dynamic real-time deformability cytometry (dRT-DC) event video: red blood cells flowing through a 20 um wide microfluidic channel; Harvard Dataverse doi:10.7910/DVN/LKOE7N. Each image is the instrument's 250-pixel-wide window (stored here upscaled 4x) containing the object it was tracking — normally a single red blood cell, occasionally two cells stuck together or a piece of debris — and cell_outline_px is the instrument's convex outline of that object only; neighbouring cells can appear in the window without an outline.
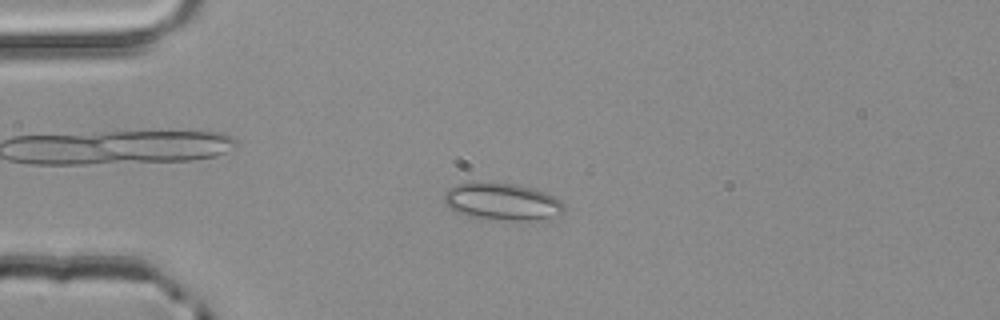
{"species": "common noctule bat (a hibernating species)", "species_latin": "Nyctalus noctula", "temperature_condition": "room temperature", "stored_images_in_passage": 5, "segment_of_instrument_passage": [2, 2], "camera_frame_rate_fps": 3000, "um_per_image_px": 0.085, "animal": {"sex": "male", "body_mass_g": 20.4}, "frame": {"image": 1, "passage_image": 4, "time_ms": 1.0, "image_size_px": [1000, 320], "cell_outline_px": [[564, 212], [544, 220], [508, 220], [468, 216], [456, 212], [444, 200], [444, 192], [448, 188], [456, 184], [472, 180], [480, 180], [516, 184], [532, 188], [544, 192], [560, 200], [564, 204]], "centroid_in_image_um": [42.66, 17.1], "position_along_channel_um": 42.3, "area_um2": 26.36}}